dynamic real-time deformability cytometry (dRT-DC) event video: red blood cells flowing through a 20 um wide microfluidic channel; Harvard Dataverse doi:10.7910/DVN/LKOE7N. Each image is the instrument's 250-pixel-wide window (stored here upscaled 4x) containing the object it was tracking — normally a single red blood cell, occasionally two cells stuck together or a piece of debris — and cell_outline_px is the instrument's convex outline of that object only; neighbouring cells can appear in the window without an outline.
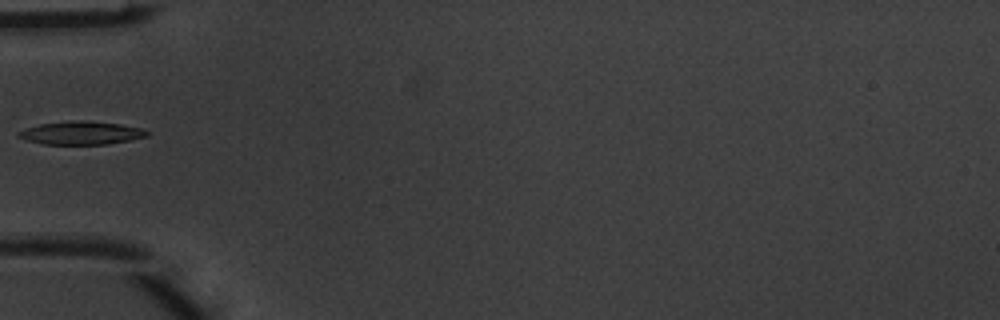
{"species": "common noctule bat (a hibernating species)", "species_latin": "Nyctalus noctula", "temperature_condition": "warm", "stored_images_in_passage": 6, "camera_frame_rate_fps": 3000, "um_per_image_px": 0.085, "animal": {"sex": "male", "body_mass_g": 20.1, "forearm_length_mm": 53.5}, "frame": {"image": 1, "passage_image": 5, "time_ms": 1.333, "image_size_px": [1000, 320], "cell_outline_px": [[148, 136], [132, 140], [108, 144], [44, 144], [28, 140], [16, 136], [16, 132], [40, 124], [76, 120], [80, 120], [120, 124], [140, 128], [148, 132]], "centroid_in_image_um": [6.91, 11.3], "position_along_channel_um": 78.1, "area_um2": 17.17}}
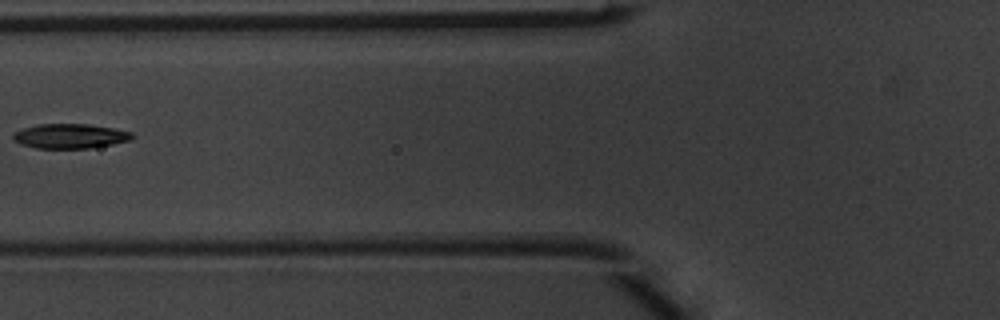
{"frame": {"image": 2, "passage_image": 6, "time_ms": 1.667, "image_size_px": [1000, 320], "cell_outline_px": [[136, 136], [132, 140], [92, 148], [36, 148], [20, 144], [12, 140], [12, 136], [16, 132], [24, 128], [36, 124], [88, 124], [112, 128], [132, 132]], "centroid_in_image_um": [5.97, 11.57], "position_along_channel_um": 119.8, "area_um2": 17.17}}